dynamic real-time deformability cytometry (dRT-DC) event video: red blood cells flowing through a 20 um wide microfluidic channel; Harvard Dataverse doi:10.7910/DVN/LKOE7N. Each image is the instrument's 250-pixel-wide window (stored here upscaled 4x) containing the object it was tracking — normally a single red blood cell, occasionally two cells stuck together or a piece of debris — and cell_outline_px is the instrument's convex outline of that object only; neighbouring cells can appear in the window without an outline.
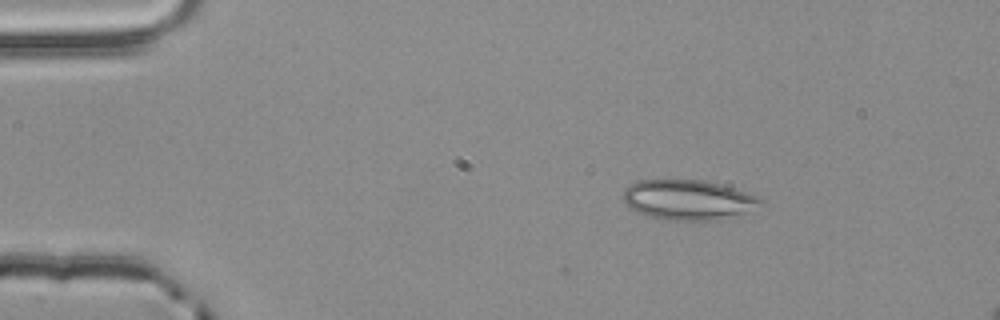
{"species": "common noctule bat (a hibernating species)", "species_latin": "Nyctalus noctula", "temperature_condition": "room temperature", "stored_images_in_passage": 2, "camera_frame_rate_fps": 3000, "um_per_image_px": 0.085, "animal": {"sex": "male", "body_mass_g": 20.4}, "frame": {"image": 1, "passage_image": 1, "time_ms": 0.0, "image_size_px": [1000, 320], "cell_outline_px": [[764, 204], [736, 216], [720, 220], [668, 220], [644, 216], [628, 208], [624, 200], [624, 192], [628, 184], [640, 180], [704, 180], [720, 184], [756, 196], [764, 200]], "centroid_in_image_um": [58.47, 17.0], "position_along_channel_um": 26.5, "area_um2": 32.19}}